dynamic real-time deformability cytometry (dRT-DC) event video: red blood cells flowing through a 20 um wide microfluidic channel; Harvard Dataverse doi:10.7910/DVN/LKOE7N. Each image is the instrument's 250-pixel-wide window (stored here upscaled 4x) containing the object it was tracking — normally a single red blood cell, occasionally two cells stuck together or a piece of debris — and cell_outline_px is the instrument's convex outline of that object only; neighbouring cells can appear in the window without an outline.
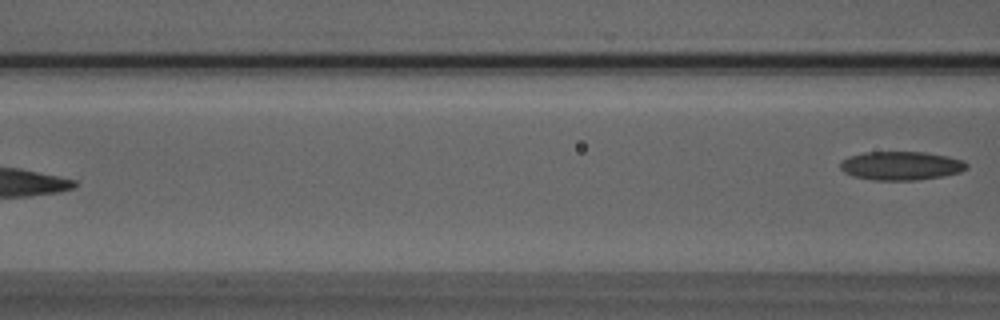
{"species": "Egyptian fruit bat (a non-hibernating species)", "species_latin": "Rousettus aegyptiacus", "temperature_condition": "room temperature", "stored_images_in_passage": 7, "camera_frame_rate_fps": 3000, "um_per_image_px": 0.085, "animal": {"sex": "male"}, "frame": {"image": 1, "passage_image": 7, "time_ms": 2.0, "image_size_px": [1000, 320], "cell_outline_px": [[968, 168], [960, 172], [944, 176], [916, 180], [876, 180], [852, 176], [844, 172], [840, 168], [840, 160], [848, 156], [864, 152], [924, 152], [948, 156], [964, 160], [968, 164]], "centroid_in_image_um": [76.59, 14.08], "position_along_channel_um": 90.0, "area_um2": 21.33}}